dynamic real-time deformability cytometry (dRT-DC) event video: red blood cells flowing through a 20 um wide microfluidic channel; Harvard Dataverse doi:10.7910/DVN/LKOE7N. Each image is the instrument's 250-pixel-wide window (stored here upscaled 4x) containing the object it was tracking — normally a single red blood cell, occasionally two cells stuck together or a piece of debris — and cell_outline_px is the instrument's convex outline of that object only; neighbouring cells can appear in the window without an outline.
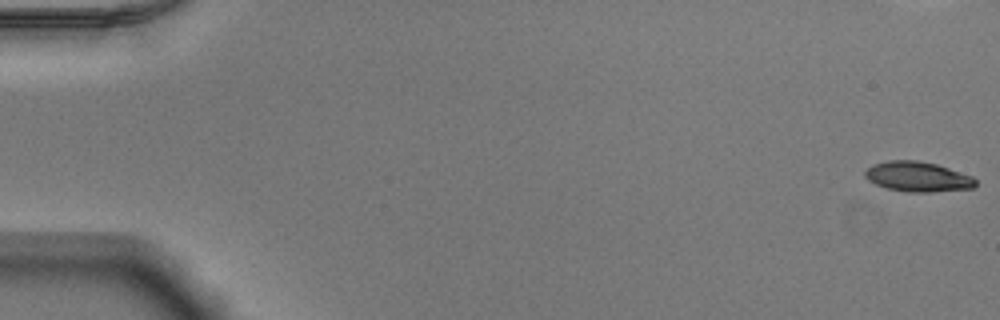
{"species": "Egyptian fruit bat (a non-hibernating species)", "species_latin": "Rousettus aegyptiacus", "temperature_condition": "warm", "stored_images_in_passage": 51, "camera_frame_rate_fps": 3000, "um_per_image_px": 0.085, "animal": {"sex": "male"}, "frame": {"image": 1, "passage_image": 1, "time_ms": 0.0, "image_size_px": [1000, 320], "cell_outline_px": [[976, 184], [972, 188], [932, 192], [908, 192], [888, 188], [876, 184], [868, 180], [864, 176], [864, 172], [872, 164], [888, 160], [916, 160], [936, 164], [972, 176], [976, 180]], "centroid_in_image_um": [77.98, 15.01], "position_along_channel_um": 7.0, "area_um2": 19.25}}
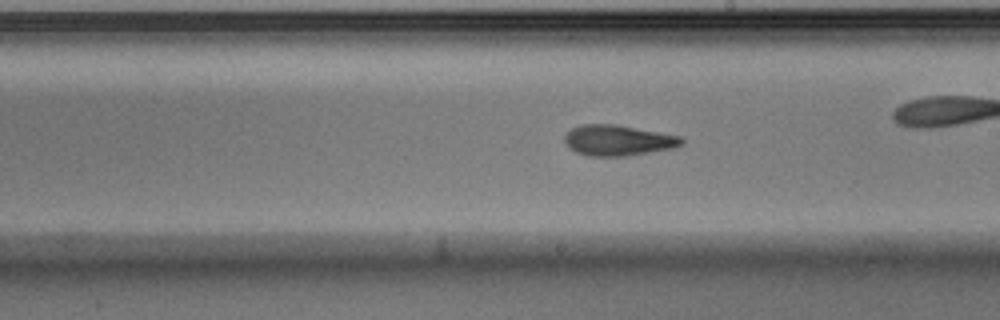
{"frame": {"image": 2, "passage_image": 31, "time_ms": 10.0, "image_size_px": [1000, 320], "cell_outline_px": [[684, 144], [672, 148], [624, 156], [588, 156], [576, 152], [568, 148], [564, 140], [564, 136], [572, 128], [580, 124], [616, 124], [680, 136], [684, 140]], "centroid_in_image_um": [52.5, 11.92], "position_along_channel_um": 236.5, "area_um2": 20.87}}